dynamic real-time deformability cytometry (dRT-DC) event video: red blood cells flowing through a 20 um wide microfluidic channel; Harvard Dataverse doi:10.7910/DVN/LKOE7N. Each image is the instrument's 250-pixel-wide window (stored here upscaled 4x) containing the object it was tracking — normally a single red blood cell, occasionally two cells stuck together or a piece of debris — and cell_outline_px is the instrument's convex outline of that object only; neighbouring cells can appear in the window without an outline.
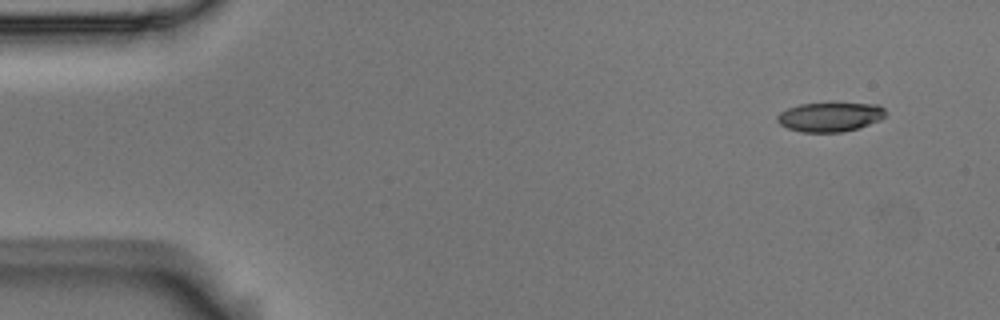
{"species": "Egyptian fruit bat (a non-hibernating species)", "species_latin": "Rousettus aegyptiacus", "temperature_condition": "room temperature", "stored_images_in_passage": 6, "camera_frame_rate_fps": 3000, "um_per_image_px": 0.085, "animal": {"sex": "male"}, "frame": {"image": 1, "passage_image": 1, "time_ms": 0.0, "image_size_px": [1000, 320], "cell_outline_px": [[884, 116], [880, 120], [856, 128], [840, 132], [800, 132], [788, 128], [780, 124], [776, 120], [776, 116], [780, 112], [788, 108], [800, 104], [876, 104], [884, 108]], "centroid_in_image_um": [70.49, 9.95], "position_along_channel_um": 14.5, "area_um2": 18.09}}
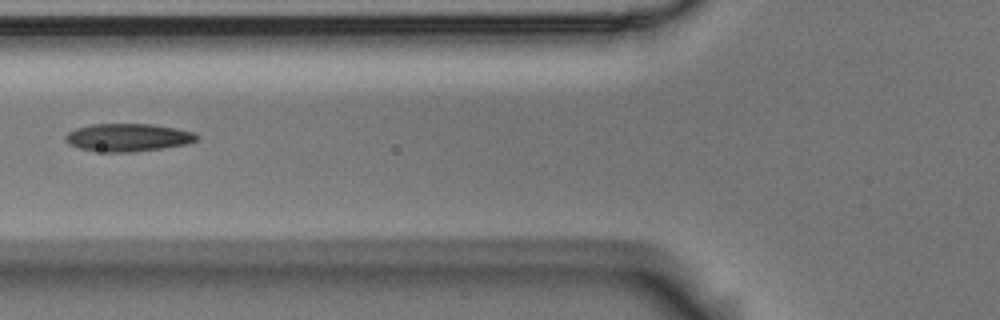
{"frame": {"image": 2, "passage_image": 6, "time_ms": 1.667, "image_size_px": [1000, 320], "cell_outline_px": [[200, 136], [196, 140], [188, 144], [164, 148], [132, 152], [104, 152], [80, 148], [68, 144], [64, 140], [64, 136], [68, 132], [76, 128], [92, 124], [152, 124], [176, 128], [196, 132]], "centroid_in_image_um": [10.9, 11.68], "position_along_channel_um": 114.9, "area_um2": 21.5}}